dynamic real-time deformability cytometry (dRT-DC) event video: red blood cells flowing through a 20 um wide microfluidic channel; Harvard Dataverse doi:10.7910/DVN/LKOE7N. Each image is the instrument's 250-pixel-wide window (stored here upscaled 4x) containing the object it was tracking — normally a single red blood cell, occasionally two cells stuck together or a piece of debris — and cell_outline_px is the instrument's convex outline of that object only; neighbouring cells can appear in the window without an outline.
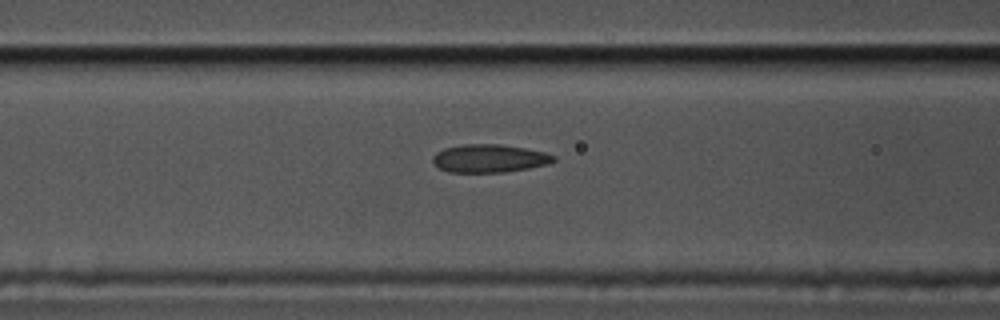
{"species": "common noctule bat (a hibernating species)", "species_latin": "Nyctalus noctula", "temperature_condition": "cold", "stored_images_in_passage": 18, "camera_frame_rate_fps": 3000, "um_per_image_px": 0.085, "animal": {"sex": "male", "body_mass_g": 17.5, "forearm_length_mm": 52.3}, "frame": {"image": 1, "passage_image": 16, "time_ms": 5.0, "image_size_px": [1000, 320], "cell_outline_px": [[556, 160], [548, 164], [528, 168], [504, 172], [448, 172], [440, 168], [432, 160], [432, 156], [436, 152], [444, 148], [464, 144], [500, 144], [524, 148], [544, 152], [556, 156]], "centroid_in_image_um": [41.59, 13.46], "position_along_channel_um": 125.0, "area_um2": 19.71}}